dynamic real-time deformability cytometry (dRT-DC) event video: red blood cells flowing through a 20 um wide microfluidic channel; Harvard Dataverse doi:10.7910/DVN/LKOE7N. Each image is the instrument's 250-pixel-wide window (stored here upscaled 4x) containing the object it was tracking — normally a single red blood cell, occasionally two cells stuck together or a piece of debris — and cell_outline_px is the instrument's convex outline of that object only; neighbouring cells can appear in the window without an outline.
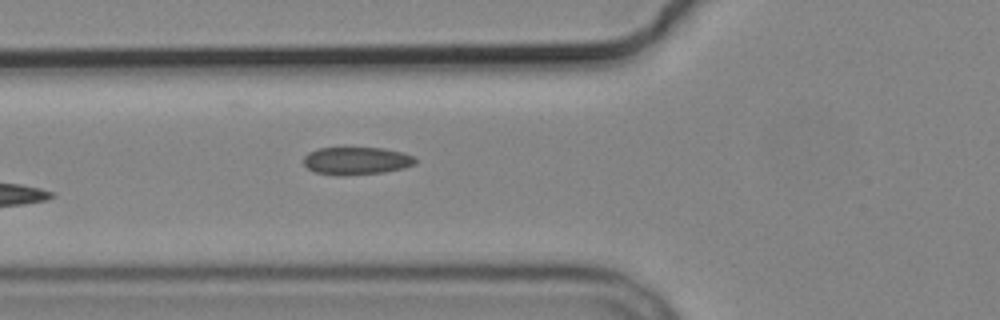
{"species": "common noctule bat (a hibernating species)", "species_latin": "Nyctalus noctula", "temperature_condition": "cold", "stored_images_in_passage": 4, "camera_frame_rate_fps": 3000, "um_per_image_px": 0.085, "animal": {"sex": "male", "body_mass_g": 19.2, "forearm_length_mm": 51.8}, "frame": {"image": 1, "passage_image": 4, "time_ms": 3.667, "image_size_px": [1000, 320], "cell_outline_px": [[416, 164], [404, 168], [384, 172], [344, 176], [336, 176], [316, 172], [308, 168], [304, 164], [304, 156], [308, 152], [320, 148], [384, 148], [404, 152], [416, 156]], "centroid_in_image_um": [30.34, 13.67], "position_along_channel_um": 95.5, "area_um2": 18.26}}